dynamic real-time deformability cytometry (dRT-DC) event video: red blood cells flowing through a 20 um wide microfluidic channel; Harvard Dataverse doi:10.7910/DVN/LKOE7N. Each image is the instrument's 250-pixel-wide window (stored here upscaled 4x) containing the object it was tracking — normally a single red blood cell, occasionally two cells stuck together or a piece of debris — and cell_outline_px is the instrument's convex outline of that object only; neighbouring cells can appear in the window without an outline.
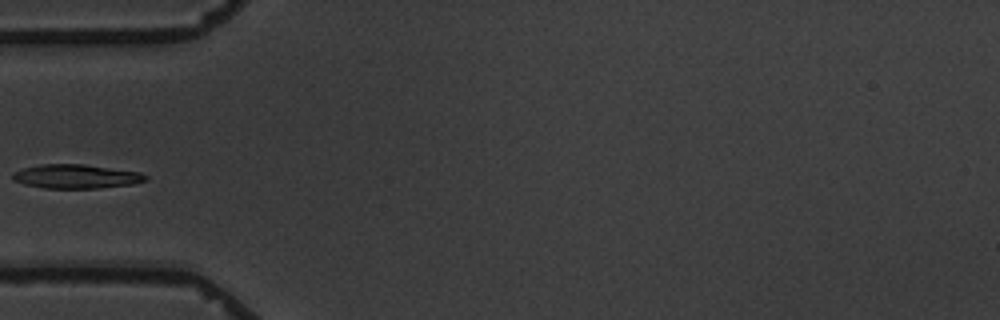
{"species": "common noctule bat (a hibernating species)", "species_latin": "Nyctalus noctula", "temperature_condition": "warm", "stored_images_in_passage": 10, "camera_frame_rate_fps": 3000, "um_per_image_px": 0.085, "animal": {"sex": "male", "body_mass_g": 19.5, "forearm_length_mm": 54.6}, "frame": {"image": 1, "passage_image": 4, "time_ms": 3.667, "image_size_px": [1000, 320], "cell_outline_px": [[148, 180], [132, 184], [96, 188], [44, 188], [24, 184], [12, 180], [12, 172], [24, 168], [40, 164], [84, 164], [140, 172], [148, 176]], "centroid_in_image_um": [6.45, 14.99], "position_along_channel_um": 78.5, "area_um2": 18.61}}
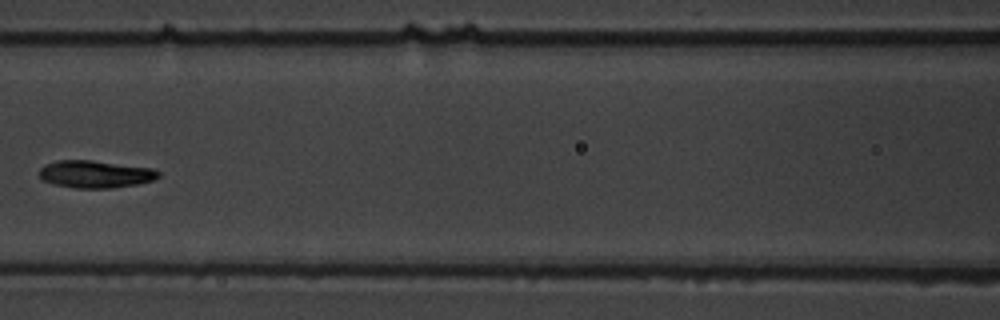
{"frame": {"image": 2, "passage_image": 6, "time_ms": 6.0, "image_size_px": [1000, 320], "cell_outline_px": [[160, 176], [152, 180], [136, 184], [112, 188], [76, 188], [56, 184], [44, 180], [40, 176], [40, 168], [44, 164], [56, 160], [92, 160], [152, 168], [160, 172]], "centroid_in_image_um": [8.1, 14.79], "position_along_channel_um": 158.5, "area_um2": 18.9}}
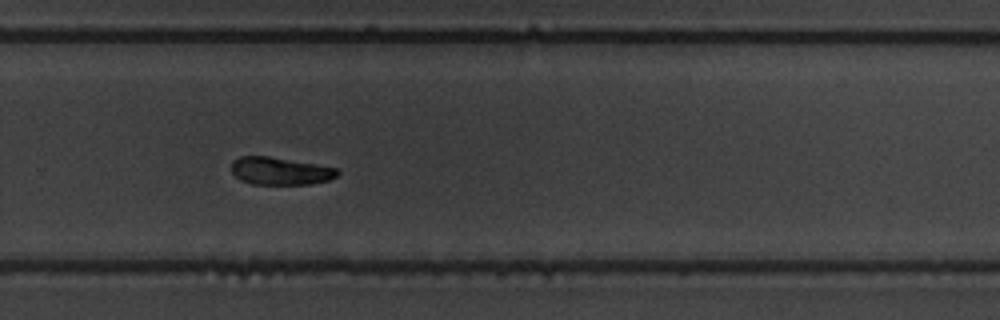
{"frame": {"image": 3, "passage_image": 10, "time_ms": 10.333, "image_size_px": [1000, 320], "cell_outline_px": [[340, 172], [336, 176], [328, 180], [308, 184], [252, 184], [240, 180], [232, 172], [232, 160], [240, 156], [268, 156], [340, 168]], "centroid_in_image_um": [23.82, 14.53], "position_along_channel_um": 306.0, "area_um2": 17.05}}